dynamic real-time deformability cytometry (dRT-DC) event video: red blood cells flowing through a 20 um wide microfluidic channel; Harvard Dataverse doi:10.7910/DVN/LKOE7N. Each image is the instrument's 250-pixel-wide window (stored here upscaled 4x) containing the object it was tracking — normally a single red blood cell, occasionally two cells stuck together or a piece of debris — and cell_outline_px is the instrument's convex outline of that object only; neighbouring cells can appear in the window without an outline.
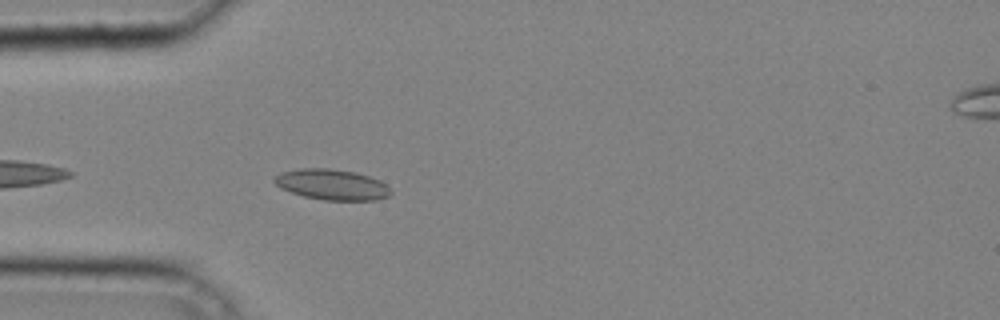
{"species": "common noctule bat (a hibernating species)", "species_latin": "Nyctalus noctula", "temperature_condition": "cold", "stored_images_in_passage": 22, "camera_frame_rate_fps": 3000, "um_per_image_px": 0.085, "animal": {"sex": "male", "body_mass_g": 20.4}, "frame": {"image": 1, "passage_image": 3, "time_ms": 0.667, "image_size_px": [1000, 320], "cell_outline_px": [[392, 192], [388, 196], [376, 200], [324, 200], [304, 196], [280, 188], [272, 180], [280, 172], [300, 168], [328, 168], [356, 172], [380, 180]], "centroid_in_image_um": [28.19, 15.68], "position_along_channel_um": 56.8, "area_um2": 20.69}}
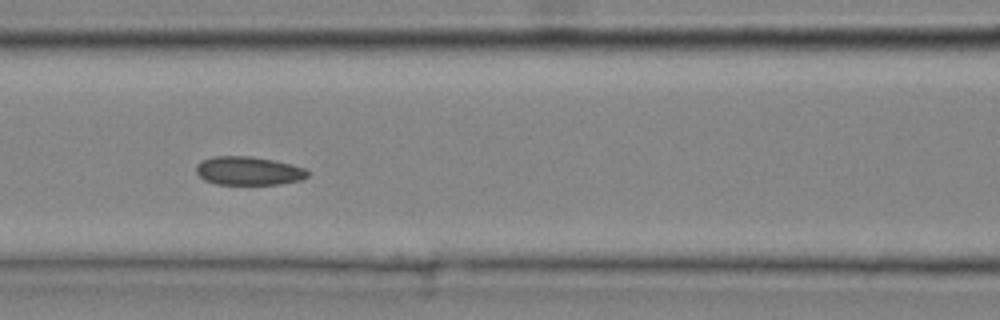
{"frame": {"image": 2, "passage_image": 9, "time_ms": 2.667, "image_size_px": [1000, 320], "cell_outline_px": [[308, 176], [300, 180], [280, 184], [216, 184], [204, 180], [196, 172], [196, 164], [200, 160], [212, 156], [252, 156], [292, 164], [304, 168], [308, 172]], "centroid_in_image_um": [21.08, 14.51], "position_along_channel_um": 145.5, "area_um2": 18.61}}
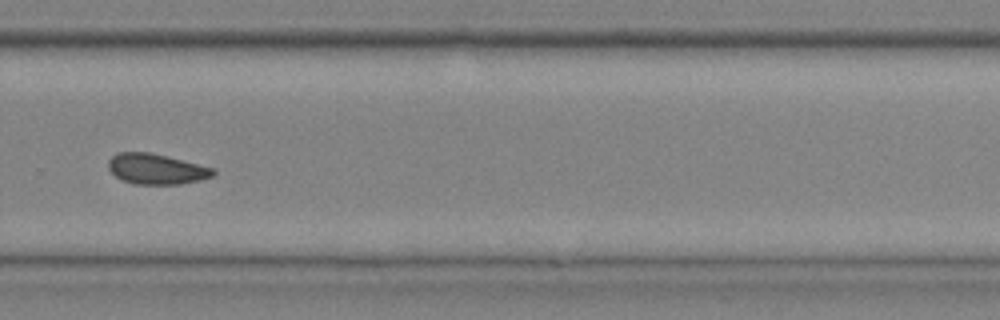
{"frame": {"image": 3, "passage_image": 20, "time_ms": 6.333, "image_size_px": [1000, 320], "cell_outline_px": [[216, 172], [212, 176], [200, 180], [180, 184], [136, 184], [124, 180], [116, 176], [108, 168], [108, 160], [116, 152], [152, 152], [216, 168]], "centroid_in_image_um": [13.31, 14.35], "position_along_channel_um": 316.5, "area_um2": 18.73}}